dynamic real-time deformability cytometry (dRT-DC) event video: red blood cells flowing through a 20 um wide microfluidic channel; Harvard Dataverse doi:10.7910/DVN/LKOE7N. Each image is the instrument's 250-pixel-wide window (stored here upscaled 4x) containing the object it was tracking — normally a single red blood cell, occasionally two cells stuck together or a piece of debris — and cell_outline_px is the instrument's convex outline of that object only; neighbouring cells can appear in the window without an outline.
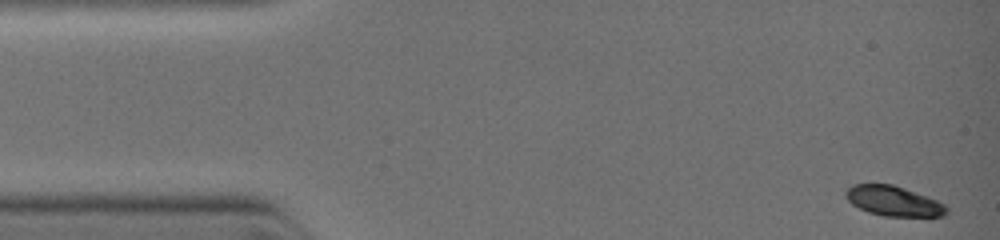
{"species": "common noctule bat (a hibernating species)", "species_latin": "Nyctalus noctula", "temperature_condition": "warm", "stored_images_in_passage": 11, "camera_frame_rate_fps": 3000, "um_per_image_px": 0.085, "animal": {"sex": "female", "body_mass_g": 19.0, "forearm_length_mm": 51.5}, "frame": {"image": 1, "passage_image": 1, "time_ms": 0.0, "image_size_px": [1000, 240], "cell_outline_px": [[948, 212], [944, 216], [884, 216], [868, 212], [852, 204], [848, 200], [844, 192], [852, 184], [892, 184], [904, 188], [936, 200], [944, 204], [948, 208]], "centroid_in_image_um": [75.94, 17.09], "position_along_channel_um": 9.1, "area_um2": 17.46}}